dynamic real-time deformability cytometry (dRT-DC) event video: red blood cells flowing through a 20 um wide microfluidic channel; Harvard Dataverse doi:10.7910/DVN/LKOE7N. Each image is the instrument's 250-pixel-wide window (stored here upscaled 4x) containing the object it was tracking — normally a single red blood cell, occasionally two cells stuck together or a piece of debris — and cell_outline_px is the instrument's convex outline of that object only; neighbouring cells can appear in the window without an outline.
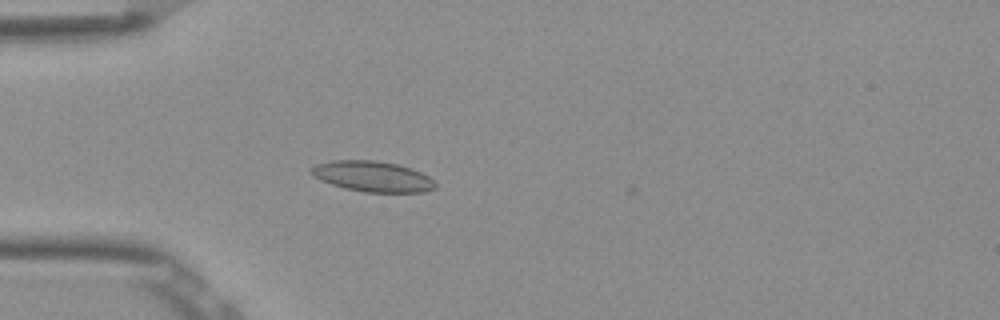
{"species": "Egyptian fruit bat (a non-hibernating species)", "species_latin": "Rousettus aegyptiacus", "temperature_condition": "room temperature", "stored_images_in_passage": 3, "camera_frame_rate_fps": 3000, "um_per_image_px": 0.085, "frame": {"image": 1, "passage_image": 3, "time_ms": 0.667, "image_size_px": [1000, 320], "cell_outline_px": [[436, 188], [424, 192], [364, 192], [344, 188], [320, 180], [312, 176], [312, 168], [316, 164], [332, 160], [376, 160], [396, 164], [412, 168], [428, 176], [436, 184]], "centroid_in_image_um": [31.67, 14.99], "position_along_channel_um": 53.3, "area_um2": 22.08}}